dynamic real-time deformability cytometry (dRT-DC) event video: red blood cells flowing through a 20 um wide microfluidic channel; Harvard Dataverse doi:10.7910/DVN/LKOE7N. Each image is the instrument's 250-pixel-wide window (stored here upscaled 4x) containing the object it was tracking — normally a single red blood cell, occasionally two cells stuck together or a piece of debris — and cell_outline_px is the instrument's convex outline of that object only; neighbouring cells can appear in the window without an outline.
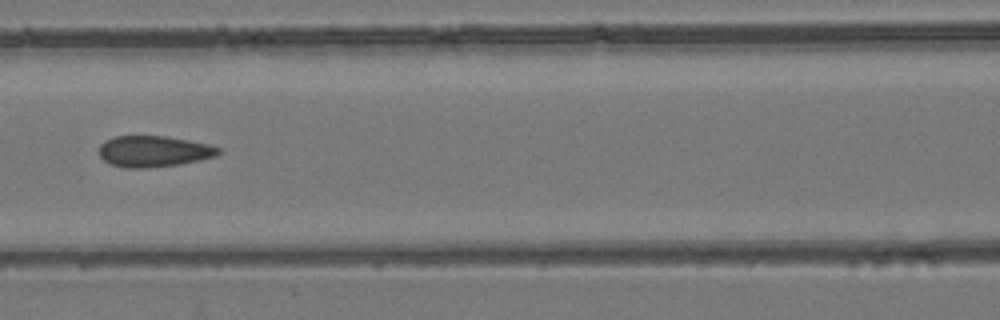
{"species": "common noctule bat (a hibernating species)", "species_latin": "Nyctalus noctula", "temperature_condition": "room temperature", "stored_images_in_passage": 7, "camera_frame_rate_fps": 3000, "um_per_image_px": 0.085, "animal": {"sex": "female", "body_mass_g": 24.6, "forearm_length_mm": 56.2}, "frame": {"image": 1, "passage_image": 6, "time_ms": 6.667, "image_size_px": [1000, 320], "cell_outline_px": [[220, 152], [216, 156], [200, 160], [180, 164], [148, 168], [124, 168], [112, 164], [104, 160], [100, 156], [100, 144], [104, 140], [116, 136], [164, 136], [188, 140], [208, 144], [220, 148]], "centroid_in_image_um": [13.06, 12.87], "position_along_channel_um": 153.5, "area_um2": 21.62}}
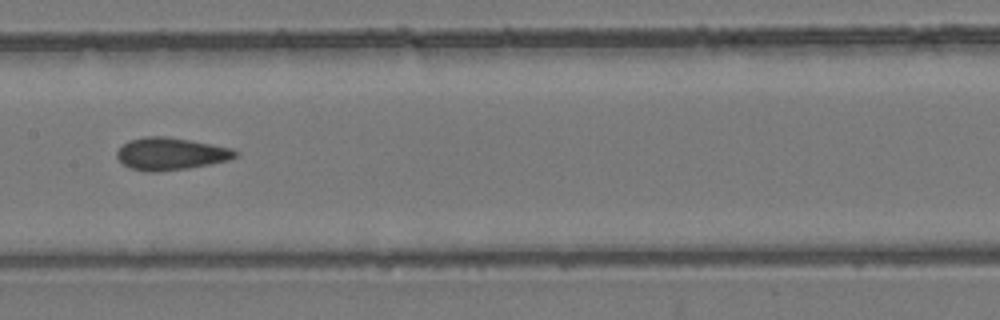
{"frame": {"image": 2, "passage_image": 7, "time_ms": 7.667, "image_size_px": [1000, 320], "cell_outline_px": [[240, 152], [236, 156], [228, 160], [188, 168], [156, 172], [148, 172], [128, 168], [116, 156], [116, 152], [128, 140], [144, 136], [168, 136], [232, 148]], "centroid_in_image_um": [14.49, 13.07], "position_along_channel_um": 192.9, "area_um2": 22.31}}